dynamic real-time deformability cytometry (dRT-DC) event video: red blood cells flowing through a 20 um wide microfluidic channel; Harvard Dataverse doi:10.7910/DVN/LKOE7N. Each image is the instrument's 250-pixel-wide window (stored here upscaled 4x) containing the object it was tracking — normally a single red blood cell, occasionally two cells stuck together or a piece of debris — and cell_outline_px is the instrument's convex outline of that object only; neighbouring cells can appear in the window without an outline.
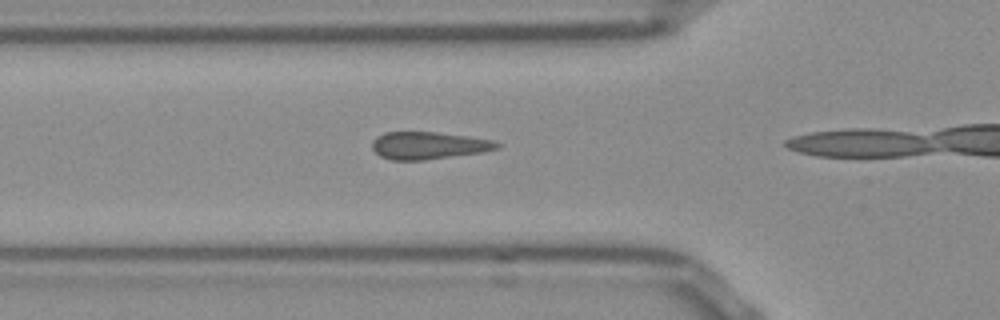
{"species": "Egyptian fruit bat (a non-hibernating species)", "species_latin": "Rousettus aegyptiacus", "temperature_condition": "room temperature", "stored_images_in_passage": 15, "camera_frame_rate_fps": 3000, "um_per_image_px": 0.085, "frame": {"image": 1, "passage_image": 11, "time_ms": 3.333, "image_size_px": [1000, 320], "cell_outline_px": [[500, 148], [480, 152], [424, 160], [392, 160], [380, 156], [372, 148], [372, 140], [376, 136], [384, 132], [436, 132], [468, 136], [492, 140], [500, 144]], "centroid_in_image_um": [36.39, 12.36], "position_along_channel_um": 89.4, "area_um2": 19.83}}